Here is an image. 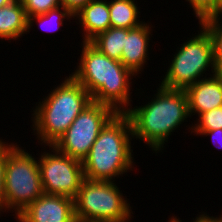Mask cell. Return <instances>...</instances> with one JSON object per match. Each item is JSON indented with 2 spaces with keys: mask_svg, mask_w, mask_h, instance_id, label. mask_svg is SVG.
Listing matches in <instances>:
<instances>
[{
  "mask_svg": "<svg viewBox=\"0 0 222 222\" xmlns=\"http://www.w3.org/2000/svg\"><path fill=\"white\" fill-rule=\"evenodd\" d=\"M125 37H127V29L110 27L105 32L98 34L90 43L104 55L120 61L125 46Z\"/></svg>",
  "mask_w": 222,
  "mask_h": 222,
  "instance_id": "cell-16",
  "label": "cell"
},
{
  "mask_svg": "<svg viewBox=\"0 0 222 222\" xmlns=\"http://www.w3.org/2000/svg\"><path fill=\"white\" fill-rule=\"evenodd\" d=\"M191 133H195L196 135H198V136H202V135H205V136H210L211 137V140L212 141H216V142H218L219 140L221 141H219L217 144H216V142H215V146H217L218 147V149L219 148H221L222 149V129H220V128H218V129H215V130H191ZM218 141H217V140ZM214 143V142H213ZM218 144H220V146L218 145Z\"/></svg>",
  "mask_w": 222,
  "mask_h": 222,
  "instance_id": "cell-23",
  "label": "cell"
},
{
  "mask_svg": "<svg viewBox=\"0 0 222 222\" xmlns=\"http://www.w3.org/2000/svg\"><path fill=\"white\" fill-rule=\"evenodd\" d=\"M138 8L135 0L109 1L111 27L132 29L144 23L138 19L141 13Z\"/></svg>",
  "mask_w": 222,
  "mask_h": 222,
  "instance_id": "cell-15",
  "label": "cell"
},
{
  "mask_svg": "<svg viewBox=\"0 0 222 222\" xmlns=\"http://www.w3.org/2000/svg\"><path fill=\"white\" fill-rule=\"evenodd\" d=\"M15 0H0V8L11 4Z\"/></svg>",
  "mask_w": 222,
  "mask_h": 222,
  "instance_id": "cell-27",
  "label": "cell"
},
{
  "mask_svg": "<svg viewBox=\"0 0 222 222\" xmlns=\"http://www.w3.org/2000/svg\"><path fill=\"white\" fill-rule=\"evenodd\" d=\"M198 121L194 126L189 127L192 130H215L222 129V106L214 108L198 115Z\"/></svg>",
  "mask_w": 222,
  "mask_h": 222,
  "instance_id": "cell-19",
  "label": "cell"
},
{
  "mask_svg": "<svg viewBox=\"0 0 222 222\" xmlns=\"http://www.w3.org/2000/svg\"><path fill=\"white\" fill-rule=\"evenodd\" d=\"M45 97L32 111V129L41 145L51 146L92 102V98L70 74Z\"/></svg>",
  "mask_w": 222,
  "mask_h": 222,
  "instance_id": "cell-4",
  "label": "cell"
},
{
  "mask_svg": "<svg viewBox=\"0 0 222 222\" xmlns=\"http://www.w3.org/2000/svg\"><path fill=\"white\" fill-rule=\"evenodd\" d=\"M28 31V17L21 0L0 8V39L17 40Z\"/></svg>",
  "mask_w": 222,
  "mask_h": 222,
  "instance_id": "cell-14",
  "label": "cell"
},
{
  "mask_svg": "<svg viewBox=\"0 0 222 222\" xmlns=\"http://www.w3.org/2000/svg\"><path fill=\"white\" fill-rule=\"evenodd\" d=\"M121 192L113 181L84 179L74 199L75 218L85 221L129 222L133 218V212L130 202Z\"/></svg>",
  "mask_w": 222,
  "mask_h": 222,
  "instance_id": "cell-5",
  "label": "cell"
},
{
  "mask_svg": "<svg viewBox=\"0 0 222 222\" xmlns=\"http://www.w3.org/2000/svg\"><path fill=\"white\" fill-rule=\"evenodd\" d=\"M190 116L222 106V74L198 80L186 90ZM193 114V115H192Z\"/></svg>",
  "mask_w": 222,
  "mask_h": 222,
  "instance_id": "cell-11",
  "label": "cell"
},
{
  "mask_svg": "<svg viewBox=\"0 0 222 222\" xmlns=\"http://www.w3.org/2000/svg\"><path fill=\"white\" fill-rule=\"evenodd\" d=\"M27 17L44 14L62 5L61 0H21Z\"/></svg>",
  "mask_w": 222,
  "mask_h": 222,
  "instance_id": "cell-20",
  "label": "cell"
},
{
  "mask_svg": "<svg viewBox=\"0 0 222 222\" xmlns=\"http://www.w3.org/2000/svg\"><path fill=\"white\" fill-rule=\"evenodd\" d=\"M81 45L79 65L70 75L89 92L92 101L125 113L132 107L130 81L136 76L121 61L104 55L90 42L82 41Z\"/></svg>",
  "mask_w": 222,
  "mask_h": 222,
  "instance_id": "cell-1",
  "label": "cell"
},
{
  "mask_svg": "<svg viewBox=\"0 0 222 222\" xmlns=\"http://www.w3.org/2000/svg\"><path fill=\"white\" fill-rule=\"evenodd\" d=\"M220 17L206 19L199 24L209 33L213 43L214 64L216 72L222 74V20Z\"/></svg>",
  "mask_w": 222,
  "mask_h": 222,
  "instance_id": "cell-18",
  "label": "cell"
},
{
  "mask_svg": "<svg viewBox=\"0 0 222 222\" xmlns=\"http://www.w3.org/2000/svg\"><path fill=\"white\" fill-rule=\"evenodd\" d=\"M90 1L92 0H61V3L62 6L75 15Z\"/></svg>",
  "mask_w": 222,
  "mask_h": 222,
  "instance_id": "cell-24",
  "label": "cell"
},
{
  "mask_svg": "<svg viewBox=\"0 0 222 222\" xmlns=\"http://www.w3.org/2000/svg\"><path fill=\"white\" fill-rule=\"evenodd\" d=\"M200 33L187 39L173 55L161 86L169 89L186 90L206 75L207 69L216 74L213 43L208 31L202 26ZM203 77V78H201Z\"/></svg>",
  "mask_w": 222,
  "mask_h": 222,
  "instance_id": "cell-6",
  "label": "cell"
},
{
  "mask_svg": "<svg viewBox=\"0 0 222 222\" xmlns=\"http://www.w3.org/2000/svg\"><path fill=\"white\" fill-rule=\"evenodd\" d=\"M116 113L112 107L92 101L52 146L82 162L101 129Z\"/></svg>",
  "mask_w": 222,
  "mask_h": 222,
  "instance_id": "cell-8",
  "label": "cell"
},
{
  "mask_svg": "<svg viewBox=\"0 0 222 222\" xmlns=\"http://www.w3.org/2000/svg\"><path fill=\"white\" fill-rule=\"evenodd\" d=\"M152 26L149 23H142L138 27L127 29V37H125V46L122 50L121 62L135 76L143 71V67L149 60V42L152 36ZM141 71V72H140Z\"/></svg>",
  "mask_w": 222,
  "mask_h": 222,
  "instance_id": "cell-12",
  "label": "cell"
},
{
  "mask_svg": "<svg viewBox=\"0 0 222 222\" xmlns=\"http://www.w3.org/2000/svg\"><path fill=\"white\" fill-rule=\"evenodd\" d=\"M72 18L75 19L74 15L68 9H66L64 6L61 5V6L57 7V8H55V9H51L47 13L38 14V15H34V16L28 17V31L27 32L28 33L30 32L31 27L33 26L34 22H36V21L38 23H40L39 25H42V26L47 24V26L46 25L45 26H46V31H48V32H50V31H53V32L54 31H58V28L63 26V24H64L63 21H65V19L66 20L68 19L70 21V19L72 20ZM49 22L52 24V26H49V25H51ZM55 24H56V27L54 28ZM42 26H40V27H42ZM44 27H42V28H44ZM47 28H49V29H47Z\"/></svg>",
  "mask_w": 222,
  "mask_h": 222,
  "instance_id": "cell-17",
  "label": "cell"
},
{
  "mask_svg": "<svg viewBox=\"0 0 222 222\" xmlns=\"http://www.w3.org/2000/svg\"><path fill=\"white\" fill-rule=\"evenodd\" d=\"M222 16V0H217L216 4V17Z\"/></svg>",
  "mask_w": 222,
  "mask_h": 222,
  "instance_id": "cell-26",
  "label": "cell"
},
{
  "mask_svg": "<svg viewBox=\"0 0 222 222\" xmlns=\"http://www.w3.org/2000/svg\"><path fill=\"white\" fill-rule=\"evenodd\" d=\"M132 138L135 139L129 116L126 113H116L101 129L89 154L82 161L84 178L114 182L115 177L132 171Z\"/></svg>",
  "mask_w": 222,
  "mask_h": 222,
  "instance_id": "cell-3",
  "label": "cell"
},
{
  "mask_svg": "<svg viewBox=\"0 0 222 222\" xmlns=\"http://www.w3.org/2000/svg\"><path fill=\"white\" fill-rule=\"evenodd\" d=\"M49 148L51 152H43L38 160L44 194L74 200L85 179L82 162L59 152L52 145Z\"/></svg>",
  "mask_w": 222,
  "mask_h": 222,
  "instance_id": "cell-9",
  "label": "cell"
},
{
  "mask_svg": "<svg viewBox=\"0 0 222 222\" xmlns=\"http://www.w3.org/2000/svg\"><path fill=\"white\" fill-rule=\"evenodd\" d=\"M189 2L190 7L193 8L195 17L199 23L216 17V4L217 0H186Z\"/></svg>",
  "mask_w": 222,
  "mask_h": 222,
  "instance_id": "cell-22",
  "label": "cell"
},
{
  "mask_svg": "<svg viewBox=\"0 0 222 222\" xmlns=\"http://www.w3.org/2000/svg\"><path fill=\"white\" fill-rule=\"evenodd\" d=\"M203 214H200L193 220V222H220V216L214 217V216H209L206 213L202 212Z\"/></svg>",
  "mask_w": 222,
  "mask_h": 222,
  "instance_id": "cell-25",
  "label": "cell"
},
{
  "mask_svg": "<svg viewBox=\"0 0 222 222\" xmlns=\"http://www.w3.org/2000/svg\"><path fill=\"white\" fill-rule=\"evenodd\" d=\"M4 181L6 210L15 211L14 218L44 194L38 160L17 143L10 147Z\"/></svg>",
  "mask_w": 222,
  "mask_h": 222,
  "instance_id": "cell-7",
  "label": "cell"
},
{
  "mask_svg": "<svg viewBox=\"0 0 222 222\" xmlns=\"http://www.w3.org/2000/svg\"><path fill=\"white\" fill-rule=\"evenodd\" d=\"M19 222H75L74 200L43 194L17 217Z\"/></svg>",
  "mask_w": 222,
  "mask_h": 222,
  "instance_id": "cell-10",
  "label": "cell"
},
{
  "mask_svg": "<svg viewBox=\"0 0 222 222\" xmlns=\"http://www.w3.org/2000/svg\"><path fill=\"white\" fill-rule=\"evenodd\" d=\"M168 222H182V220H180L176 216H172L171 218H169Z\"/></svg>",
  "mask_w": 222,
  "mask_h": 222,
  "instance_id": "cell-28",
  "label": "cell"
},
{
  "mask_svg": "<svg viewBox=\"0 0 222 222\" xmlns=\"http://www.w3.org/2000/svg\"><path fill=\"white\" fill-rule=\"evenodd\" d=\"M156 92L151 102L125 112L131 121L133 137L146 142L155 153L162 152L168 137L190 117L185 90L160 85Z\"/></svg>",
  "mask_w": 222,
  "mask_h": 222,
  "instance_id": "cell-2",
  "label": "cell"
},
{
  "mask_svg": "<svg viewBox=\"0 0 222 222\" xmlns=\"http://www.w3.org/2000/svg\"><path fill=\"white\" fill-rule=\"evenodd\" d=\"M74 17L83 29V42H90L98 34L111 27L109 1L92 0L88 2Z\"/></svg>",
  "mask_w": 222,
  "mask_h": 222,
  "instance_id": "cell-13",
  "label": "cell"
},
{
  "mask_svg": "<svg viewBox=\"0 0 222 222\" xmlns=\"http://www.w3.org/2000/svg\"><path fill=\"white\" fill-rule=\"evenodd\" d=\"M75 222H99V221H85V220L76 219Z\"/></svg>",
  "mask_w": 222,
  "mask_h": 222,
  "instance_id": "cell-29",
  "label": "cell"
},
{
  "mask_svg": "<svg viewBox=\"0 0 222 222\" xmlns=\"http://www.w3.org/2000/svg\"><path fill=\"white\" fill-rule=\"evenodd\" d=\"M14 143L4 142L0 139V212L6 211V195H5V173H6V163L7 157L10 153V147Z\"/></svg>",
  "mask_w": 222,
  "mask_h": 222,
  "instance_id": "cell-21",
  "label": "cell"
}]
</instances>
